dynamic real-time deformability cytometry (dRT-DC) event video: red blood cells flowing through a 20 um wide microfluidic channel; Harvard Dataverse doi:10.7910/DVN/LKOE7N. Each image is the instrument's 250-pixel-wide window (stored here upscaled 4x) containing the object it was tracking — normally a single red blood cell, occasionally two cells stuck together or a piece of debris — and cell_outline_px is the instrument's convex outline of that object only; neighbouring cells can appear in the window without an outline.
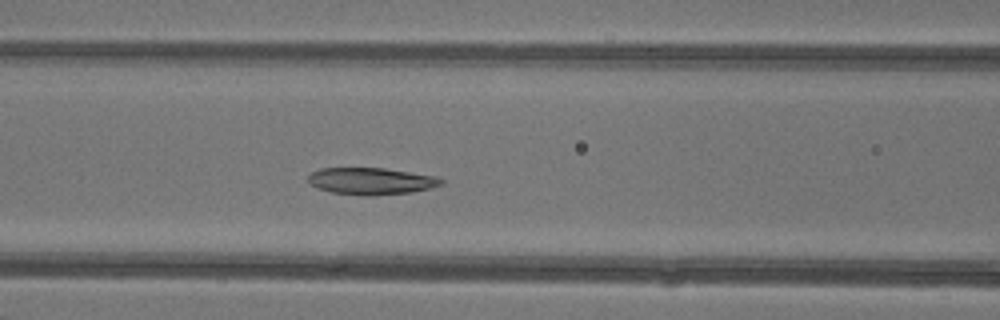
{"species": "common noctule bat (a hibernating species)", "species_latin": "Nyctalus noctula", "temperature_condition": "warm", "stored_images_in_passage": 36, "camera_frame_rate_fps": 3000, "um_per_image_px": 0.085, "animal": {"sex": "female"}, "frame": {"image": 1, "passage_image": 9, "time_ms": 2.667, "image_size_px": [1000, 320], "cell_outline_px": [[444, 184], [428, 188], [408, 192], [372, 196], [364, 196], [332, 192], [316, 188], [308, 180], [308, 176], [312, 172], [320, 168], [384, 168], [436, 176], [444, 180]], "centroid_in_image_um": [31.54, 15.39], "position_along_channel_um": 135.1, "area_um2": 20.75}}
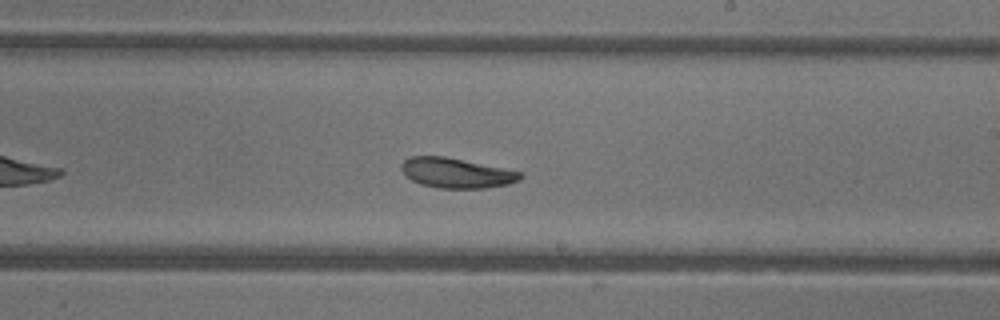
{"frame": {"image": 2, "passage_image": 17, "time_ms": 5.333, "image_size_px": [1000, 320], "cell_outline_px": [[524, 176], [520, 180], [508, 184], [484, 188], [440, 188], [420, 184], [404, 176], [400, 168], [400, 164], [404, 160], [412, 156], [444, 156], [520, 172]], "centroid_in_image_um": [38.73, 14.71], "position_along_channel_um": 250.3, "area_um2": 20.63}}
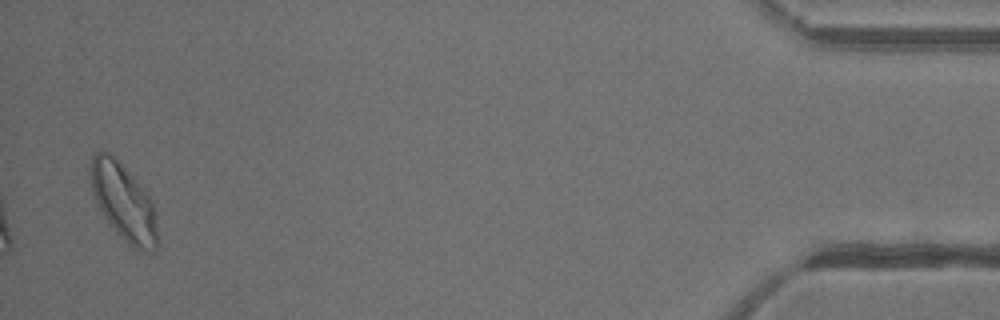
{"frame": {"image": 3, "passage_image": 35, "time_ms": 11.333, "image_size_px": [1000, 320], "cell_outline_px": [[156, 248], [152, 252], [144, 252], [132, 248], [116, 232], [104, 216], [92, 192], [92, 156], [96, 152], [108, 152], [144, 188], [156, 212]], "centroid_in_image_um": [10.54, 17.24], "position_along_channel_um": 424.7, "area_um2": 29.13}, "authors_computed_cell_mechanics": {"area_um2": 21.675, "velocity_mm_per_s": 4.3287, "shape_relaxation_time_tau1_ms": 4.1835, "shape_relaxation_time_tau2_ms": 3.1585, "deformation_change_tau1": 0.1448, "deformation_change_tau2": 0.0903}}